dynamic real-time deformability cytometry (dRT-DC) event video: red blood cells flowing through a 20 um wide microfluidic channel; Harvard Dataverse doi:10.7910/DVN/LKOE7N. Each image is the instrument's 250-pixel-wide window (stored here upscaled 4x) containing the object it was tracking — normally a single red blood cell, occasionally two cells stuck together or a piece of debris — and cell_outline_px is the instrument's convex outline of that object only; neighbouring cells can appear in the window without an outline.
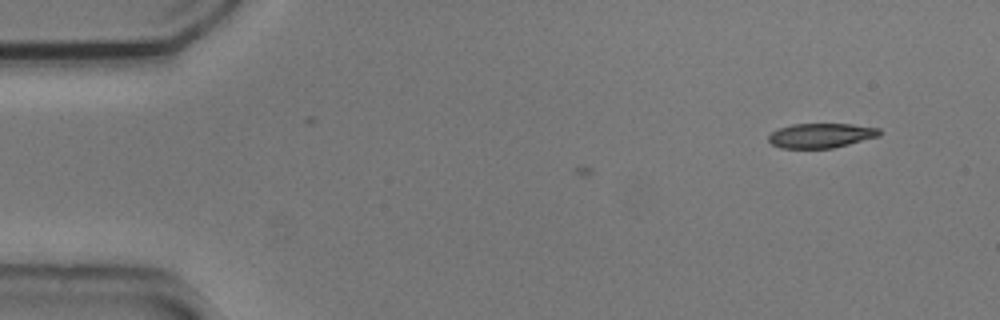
{"species": "common noctule bat (a hibernating species)", "species_latin": "Nyctalus noctula", "temperature_condition": "cold", "stored_images_in_passage": 6, "camera_frame_rate_fps": 3000, "um_per_image_px": 0.085, "animal": {"sex": "male", "body_mass_g": 20.5, "forearm_length_mm": 52.5}, "frame": {"image": 1, "passage_image": 1, "time_ms": 0.0, "image_size_px": [1000, 320], "cell_outline_px": [[880, 136], [832, 148], [780, 148], [772, 144], [768, 140], [768, 136], [772, 132], [780, 128], [792, 124], [852, 124], [880, 128]], "centroid_in_image_um": [69.78, 11.52], "position_along_channel_um": 15.2, "area_um2": 15.84}}